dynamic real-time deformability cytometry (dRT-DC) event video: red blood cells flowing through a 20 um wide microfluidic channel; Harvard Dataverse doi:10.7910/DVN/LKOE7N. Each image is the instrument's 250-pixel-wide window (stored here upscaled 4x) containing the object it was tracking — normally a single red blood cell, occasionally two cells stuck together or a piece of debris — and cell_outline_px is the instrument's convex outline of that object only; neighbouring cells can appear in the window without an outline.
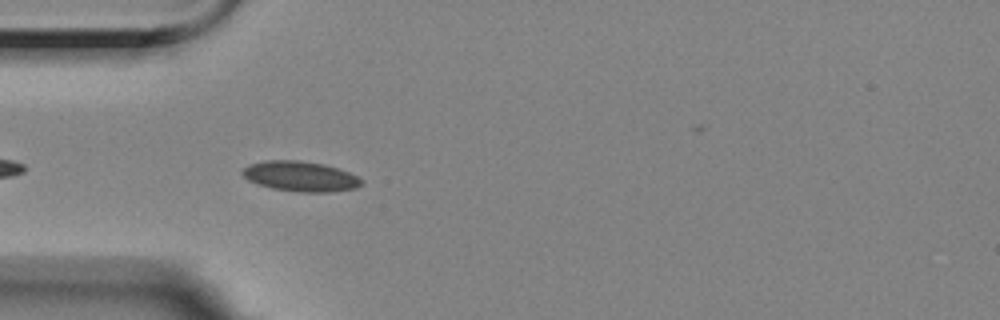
{"species": "Egyptian fruit bat (a non-hibernating species)", "species_latin": "Rousettus aegyptiacus", "temperature_condition": "room temperature", "stored_images_in_passage": 22, "camera_frame_rate_fps": 3000, "um_per_image_px": 0.085, "animal": {"sex": "female"}, "frame": {"image": 1, "passage_image": 4, "time_ms": 1.0, "image_size_px": [1000, 320], "cell_outline_px": [[364, 184], [356, 188], [328, 192], [300, 192], [272, 188], [248, 180], [240, 172], [248, 164], [264, 160], [300, 160], [324, 164], [348, 172], [364, 180]], "centroid_in_image_um": [25.54, 14.98], "position_along_channel_um": 59.5, "area_um2": 20.92}}
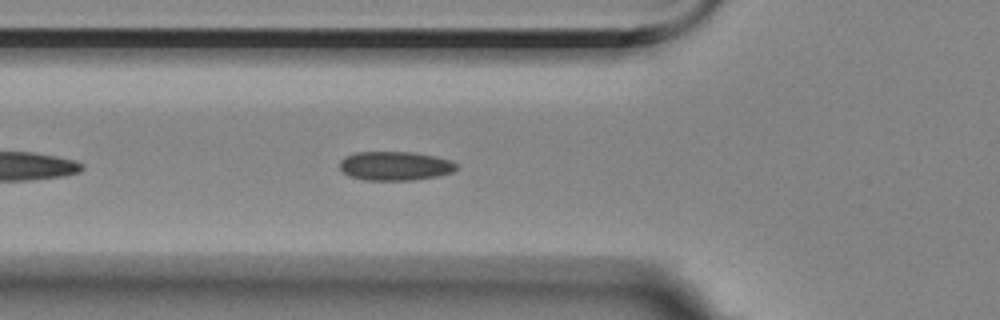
{"frame": {"image": 2, "passage_image": 7, "time_ms": 2.0, "image_size_px": [1000, 320], "cell_outline_px": [[456, 168], [452, 172], [436, 176], [412, 180], [364, 180], [348, 176], [340, 172], [340, 160], [344, 156], [356, 152], [412, 152], [436, 156], [452, 160], [456, 164]], "centroid_in_image_um": [33.53, 14.1], "position_along_channel_um": 92.3, "area_um2": 19.88}}
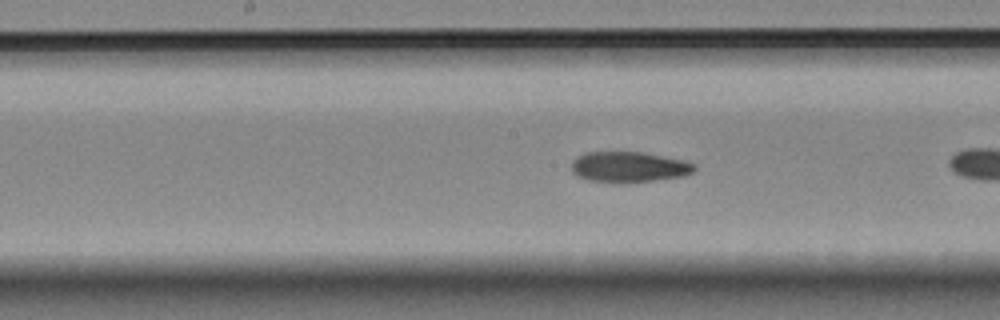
{"frame": {"image": 3, "passage_image": 13, "time_ms": 4.0, "image_size_px": [1000, 320], "cell_outline_px": [[696, 168], [692, 172], [684, 176], [652, 180], [588, 180], [572, 172], [572, 160], [576, 156], [584, 152], [640, 152], [680, 160], [696, 164]], "centroid_in_image_um": [53.43, 14.15], "position_along_channel_um": 194.8, "area_um2": 20.92}}